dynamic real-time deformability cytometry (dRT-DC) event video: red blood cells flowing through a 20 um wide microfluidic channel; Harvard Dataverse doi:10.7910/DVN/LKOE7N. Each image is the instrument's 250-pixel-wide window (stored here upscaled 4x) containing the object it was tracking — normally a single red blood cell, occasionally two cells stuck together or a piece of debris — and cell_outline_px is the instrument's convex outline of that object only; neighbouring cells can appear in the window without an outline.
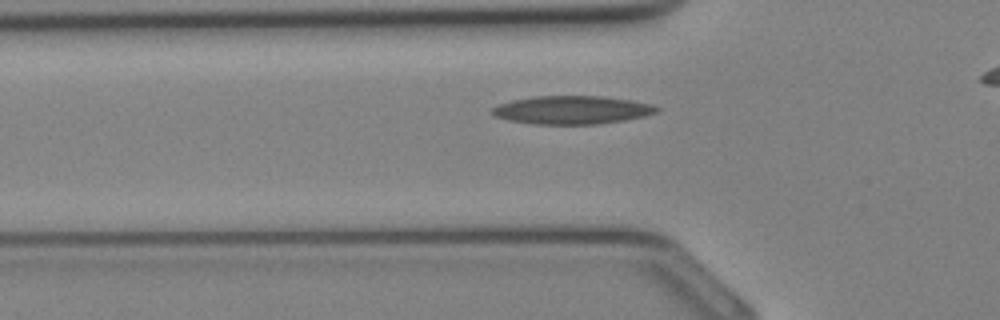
{"species": "Egyptian fruit bat (a non-hibernating species)", "species_latin": "Rousettus aegyptiacus", "temperature_condition": "cold", "stored_images_in_passage": 23, "camera_frame_rate_fps": 3000, "um_per_image_px": 0.085, "animal": {"sex": "female"}, "frame": {"image": 1, "passage_image": 4, "time_ms": 1.0, "image_size_px": [1000, 320], "cell_outline_px": [[660, 108], [656, 112], [644, 116], [624, 120], [600, 124], [532, 124], [508, 120], [496, 116], [492, 112], [492, 108], [500, 104], [512, 100], [532, 96], [604, 96], [632, 100], [652, 104]], "centroid_in_image_um": [48.64, 9.34], "position_along_channel_um": 77.2, "area_um2": 27.11}}
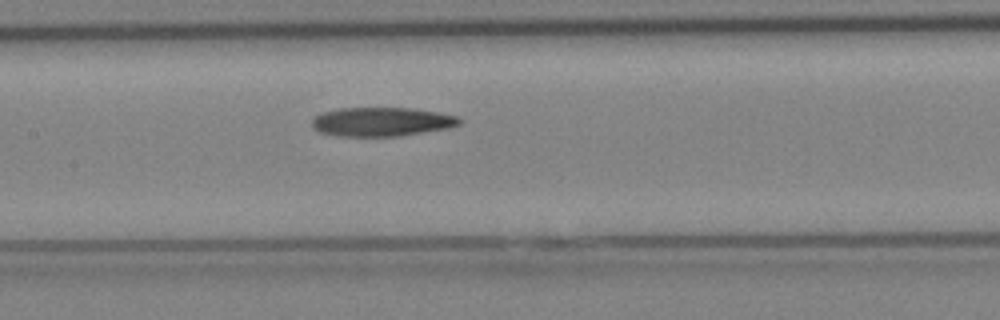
{"frame": {"image": 2, "passage_image": 9, "time_ms": 2.667, "image_size_px": [1000, 320], "cell_outline_px": [[464, 120], [460, 124], [448, 128], [400, 136], [336, 136], [320, 132], [312, 128], [312, 120], [316, 116], [324, 112], [340, 108], [408, 108], [436, 112], [456, 116]], "centroid_in_image_um": [32.44, 10.36], "position_along_channel_um": 175.0, "area_um2": 24.8}}
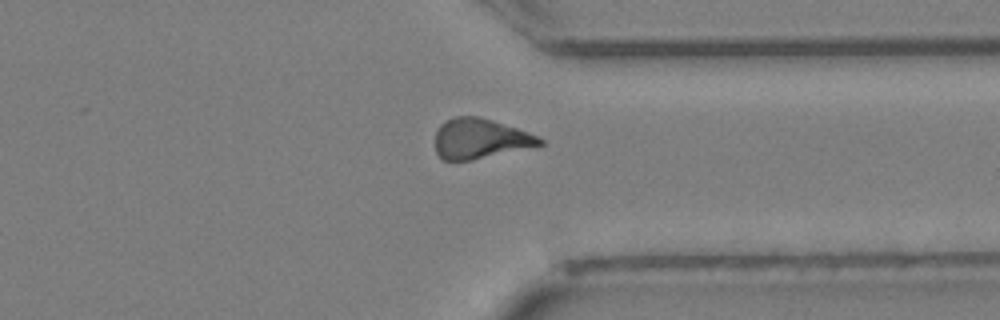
{"frame": {"image": 3, "passage_image": 19, "time_ms": 6.0, "image_size_px": [1000, 320], "cell_outline_px": [[544, 144], [472, 160], [444, 160], [436, 152], [436, 132], [440, 124], [444, 120], [456, 116], [480, 116], [528, 132], [544, 140]], "centroid_in_image_um": [40.78, 11.77], "position_along_channel_um": 370.6, "area_um2": 24.16}}